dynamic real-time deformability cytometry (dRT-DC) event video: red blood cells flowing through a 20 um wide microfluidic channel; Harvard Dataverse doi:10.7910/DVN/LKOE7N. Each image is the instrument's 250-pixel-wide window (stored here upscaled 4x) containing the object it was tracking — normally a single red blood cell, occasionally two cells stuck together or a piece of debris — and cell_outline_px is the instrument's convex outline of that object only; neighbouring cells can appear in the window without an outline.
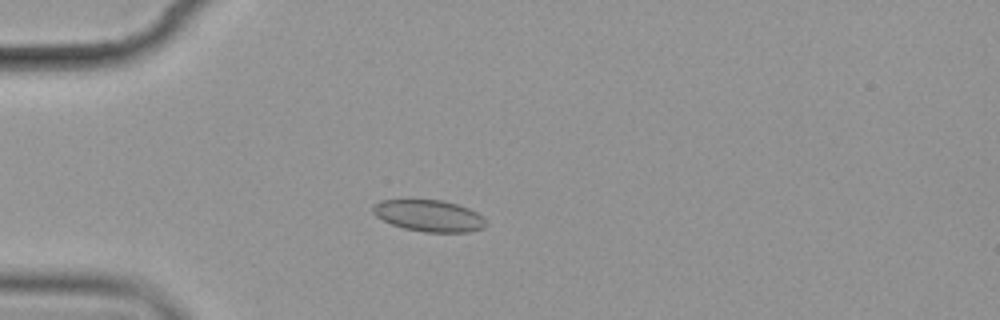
{"species": "common noctule bat (a hibernating species)", "species_latin": "Nyctalus noctula", "temperature_condition": "cold", "stored_images_in_passage": 6, "camera_frame_rate_fps": 3000, "um_per_image_px": 0.085, "animal": {"sex": "female", "body_mass_g": 19.9}, "frame": {"image": 1, "passage_image": 5, "time_ms": 4.667, "image_size_px": [1000, 320], "cell_outline_px": [[488, 224], [484, 228], [468, 232], [424, 232], [404, 228], [392, 224], [376, 216], [372, 212], [372, 204], [380, 200], [440, 200], [456, 204], [468, 208], [484, 216]], "centroid_in_image_um": [36.48, 18.34], "position_along_channel_um": 48.5, "area_um2": 20.87}}